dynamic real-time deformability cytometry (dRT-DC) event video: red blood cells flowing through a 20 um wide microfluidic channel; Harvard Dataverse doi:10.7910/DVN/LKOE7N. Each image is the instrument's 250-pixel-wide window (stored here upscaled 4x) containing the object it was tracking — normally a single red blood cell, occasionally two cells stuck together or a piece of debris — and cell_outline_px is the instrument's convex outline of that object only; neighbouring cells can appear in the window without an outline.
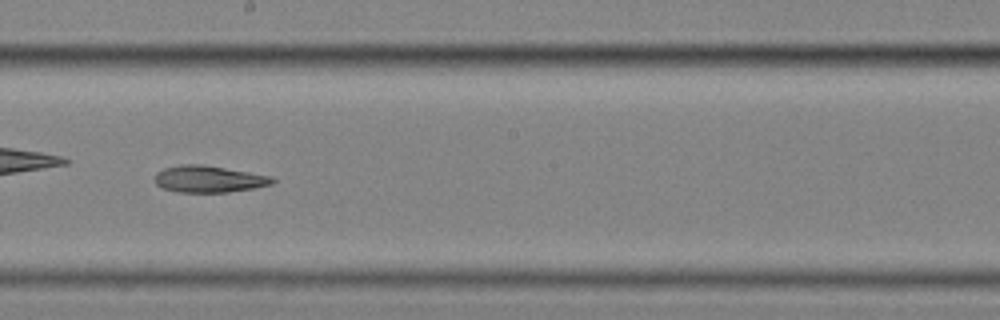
{"species": "common noctule bat (a hibernating species)", "species_latin": "Nyctalus noctula", "temperature_condition": "cold", "stored_images_in_passage": 58, "camera_frame_rate_fps": 3000, "um_per_image_px": 0.085, "animal": {"sex": "female", "body_mass_g": 25.1}, "frame": {"image": 1, "passage_image": 34, "time_ms": 11.0, "image_size_px": [1000, 320], "cell_outline_px": [[276, 180], [272, 184], [252, 188], [228, 192], [176, 192], [160, 188], [156, 184], [156, 172], [164, 168], [180, 164], [200, 164], [272, 176]], "centroid_in_image_um": [17.72, 15.22], "position_along_channel_um": 230.5, "area_um2": 18.26}}
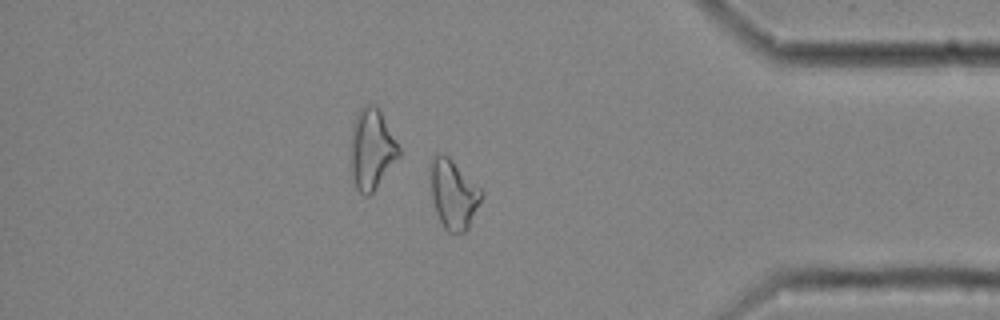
{"frame": {"image": 2, "passage_image": 50, "time_ms": 16.333, "image_size_px": [1000, 320], "cell_outline_px": [[484, 192], [468, 228], [464, 232], [448, 232], [444, 228], [436, 212], [432, 200], [428, 168], [432, 156], [448, 156]], "centroid_in_image_um": [38.5, 16.5], "position_along_channel_um": 396.7, "area_um2": 20.4}}
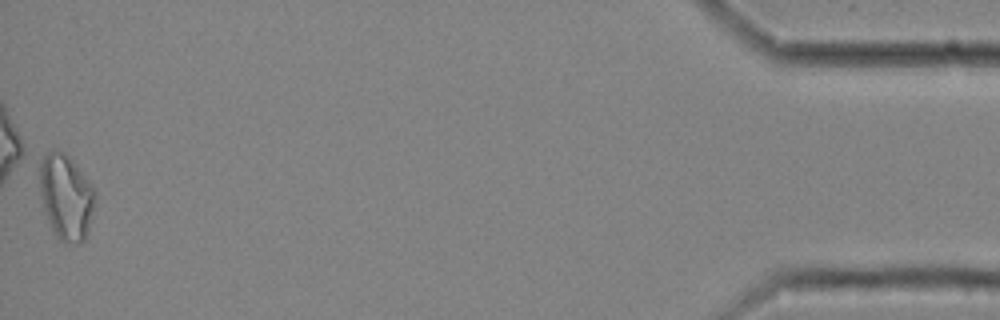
{"frame": {"image": 3, "passage_image": 58, "time_ms": 19.0, "image_size_px": [1000, 320], "cell_outline_px": [[96, 200], [88, 232], [84, 240], [80, 244], [64, 244], [56, 236], [48, 220], [40, 196], [40, 156], [52, 148], [56, 148], [64, 152], [72, 160], [96, 192]], "centroid_in_image_um": [5.61, 16.74], "position_along_channel_um": 429.6, "area_um2": 27.92}}